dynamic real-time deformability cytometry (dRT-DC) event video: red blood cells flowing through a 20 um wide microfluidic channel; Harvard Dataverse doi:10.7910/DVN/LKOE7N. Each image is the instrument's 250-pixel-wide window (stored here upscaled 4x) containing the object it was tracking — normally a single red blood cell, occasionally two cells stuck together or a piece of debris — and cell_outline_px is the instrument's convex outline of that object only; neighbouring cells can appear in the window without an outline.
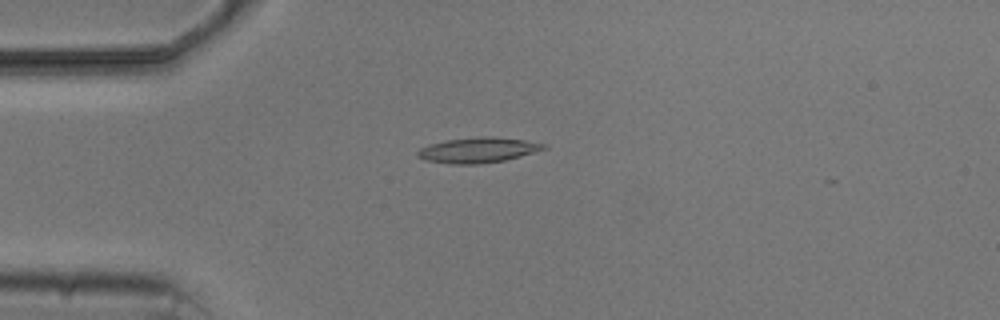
{"species": "common noctule bat (a hibernating species)", "species_latin": "Nyctalus noctula", "temperature_condition": "cold", "stored_images_in_passage": 6, "camera_frame_rate_fps": 3000, "um_per_image_px": 0.085, "animal": {"sex": "male", "body_mass_g": 20.5, "forearm_length_mm": 52.5}, "frame": {"image": 1, "passage_image": 4, "time_ms": 4.333, "image_size_px": [1000, 320], "cell_outline_px": [[548, 148], [520, 156], [504, 160], [480, 164], [452, 164], [424, 160], [416, 156], [416, 152], [420, 148], [428, 144], [448, 140], [476, 136], [492, 136], [524, 140], [548, 144]], "centroid_in_image_um": [40.61, 12.75], "position_along_channel_um": 44.4, "area_um2": 18.73}}
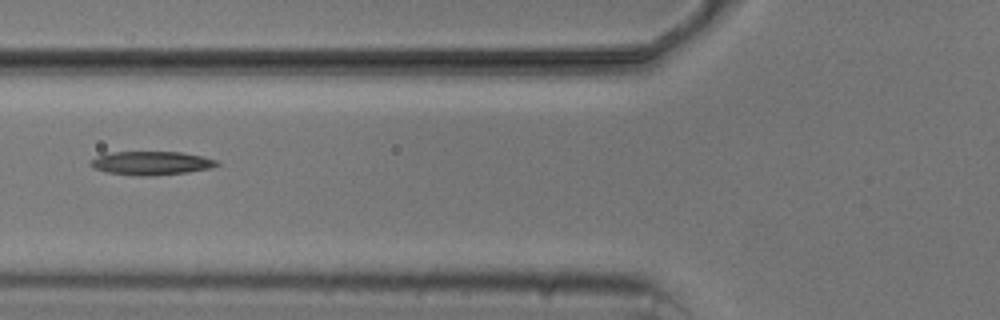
{"frame": {"image": 2, "passage_image": 6, "time_ms": 6.667, "image_size_px": [1000, 320], "cell_outline_px": [[220, 164], [212, 168], [188, 172], [152, 176], [136, 176], [108, 172], [96, 168], [88, 164], [96, 156], [112, 152], [180, 152], [204, 156], [216, 160]], "centroid_in_image_um": [12.9, 13.86], "position_along_channel_um": 112.9, "area_um2": 17.4}}